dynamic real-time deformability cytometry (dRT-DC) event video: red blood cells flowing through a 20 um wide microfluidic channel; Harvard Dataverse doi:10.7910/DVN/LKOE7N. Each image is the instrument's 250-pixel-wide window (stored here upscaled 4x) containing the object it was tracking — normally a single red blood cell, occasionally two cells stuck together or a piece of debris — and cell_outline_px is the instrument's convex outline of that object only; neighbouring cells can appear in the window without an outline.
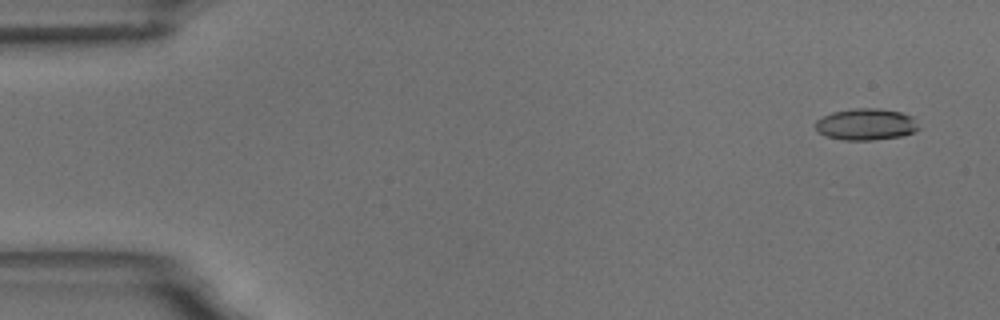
{"species": "common noctule bat (a hibernating species)", "species_latin": "Nyctalus noctula", "temperature_condition": "room temperature", "stored_images_in_passage": 6, "camera_frame_rate_fps": 3000, "um_per_image_px": 0.085, "animal": {"sex": "male", "body_mass_g": 18.8}, "frame": {"image": 1, "passage_image": 1, "time_ms": 0.0, "image_size_px": [1000, 320], "cell_outline_px": [[920, 128], [904, 136], [872, 140], [844, 140], [824, 136], [816, 128], [816, 120], [832, 112], [852, 108], [880, 108], [900, 112], [912, 116]], "centroid_in_image_um": [73.62, 10.57], "position_along_channel_um": 11.4, "area_um2": 19.07}}
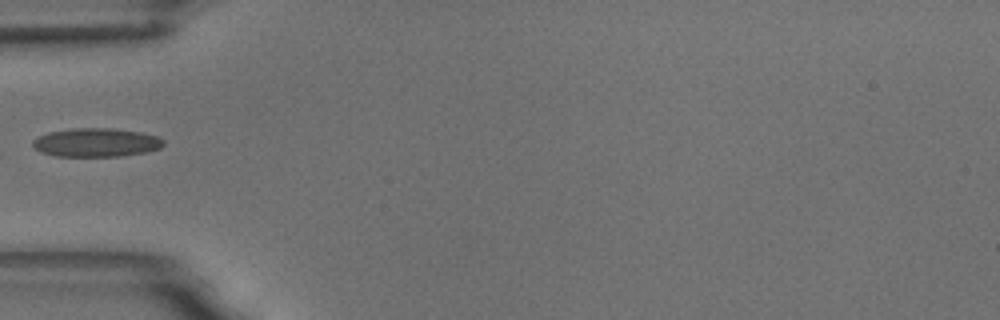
{"frame": {"image": 2, "passage_image": 5, "time_ms": 5.333, "image_size_px": [1000, 320], "cell_outline_px": [[164, 144], [160, 148], [148, 152], [120, 156], [56, 156], [40, 152], [32, 144], [32, 140], [48, 132], [72, 128], [112, 128], [140, 132], [156, 136], [164, 140]], "centroid_in_image_um": [8.18, 12.11], "position_along_channel_um": 76.8, "area_um2": 21.85}}
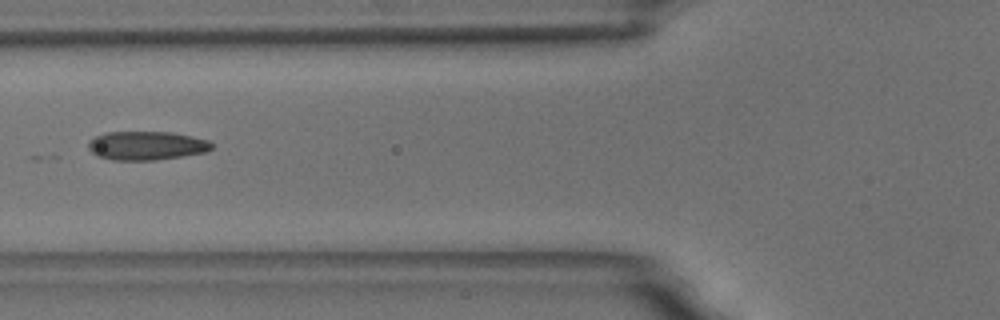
{"frame": {"image": 3, "passage_image": 6, "time_ms": 6.333, "image_size_px": [1000, 320], "cell_outline_px": [[212, 148], [204, 152], [156, 160], [112, 160], [96, 156], [88, 148], [88, 140], [96, 136], [108, 132], [172, 132], [192, 136], [208, 140], [212, 144]], "centroid_in_image_um": [12.41, 12.37], "position_along_channel_um": 113.4, "area_um2": 20.63}}